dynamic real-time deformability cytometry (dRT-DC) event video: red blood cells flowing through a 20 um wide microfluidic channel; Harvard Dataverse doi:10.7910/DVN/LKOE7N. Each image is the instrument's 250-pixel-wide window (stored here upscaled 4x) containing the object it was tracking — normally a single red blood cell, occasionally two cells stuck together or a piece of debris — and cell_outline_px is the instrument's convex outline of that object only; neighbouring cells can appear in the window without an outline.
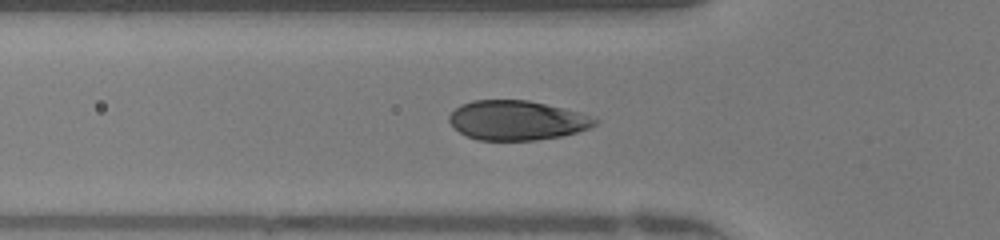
{"species": "human", "species_latin": "Homo sapiens", "temperature_condition": "warm", "stored_images_in_passage": 41, "camera_frame_rate_fps": 3000, "um_per_image_px": 0.085, "donor": {"sex": "female"}, "frame": {"image": 1, "passage_image": 9, "time_ms": 2.667, "image_size_px": [1000, 240], "cell_outline_px": [[600, 120], [596, 124], [588, 128], [576, 132], [560, 136], [536, 140], [480, 140], [468, 136], [460, 132], [448, 120], [448, 116], [460, 104], [472, 100], [528, 100], [576, 112]], "centroid_in_image_um": [43.89, 10.23], "position_along_channel_um": 81.9, "area_um2": 33.06}}
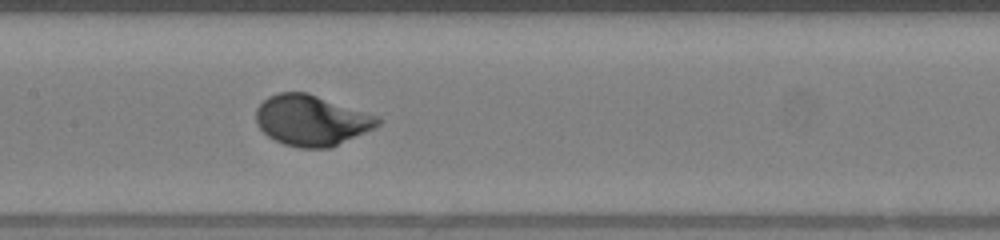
{"frame": {"image": 2, "passage_image": 16, "time_ms": 5.0, "image_size_px": [1000, 240], "cell_outline_px": [[380, 124], [376, 128], [328, 148], [300, 148], [284, 144], [268, 136], [256, 124], [256, 108], [268, 96], [280, 92], [308, 92], [380, 116]], "centroid_in_image_um": [26.49, 10.22], "position_along_channel_um": 180.9, "area_um2": 36.07}}
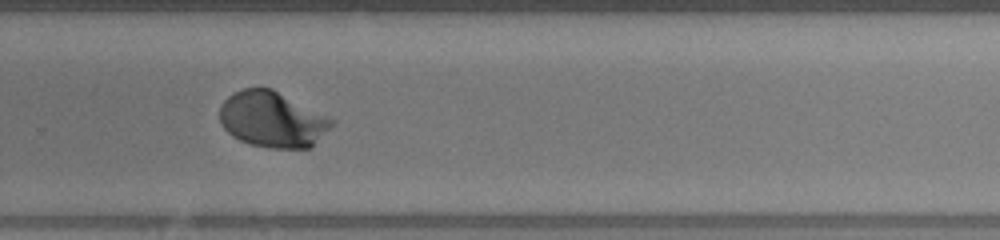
{"frame": {"image": 3, "passage_image": 25, "time_ms": 8.0, "image_size_px": [1000, 240], "cell_outline_px": [[336, 120], [312, 148], [268, 148], [252, 144], [240, 140], [232, 136], [220, 124], [220, 104], [228, 96], [244, 88], [272, 88]], "centroid_in_image_um": [23.15, 10.16], "position_along_channel_um": 306.7, "area_um2": 36.41}, "authors_computed_cell_mechanics": {"area_um2": 35.7204, "velocity_mm_per_s": 4.2105, "shape_relaxation_time_tau1_ms": 2.2262, "shape_relaxation_time_tau2_ms": null, "deformation_change_tau1": 0.1659, "deformation_change_tau2": null}}